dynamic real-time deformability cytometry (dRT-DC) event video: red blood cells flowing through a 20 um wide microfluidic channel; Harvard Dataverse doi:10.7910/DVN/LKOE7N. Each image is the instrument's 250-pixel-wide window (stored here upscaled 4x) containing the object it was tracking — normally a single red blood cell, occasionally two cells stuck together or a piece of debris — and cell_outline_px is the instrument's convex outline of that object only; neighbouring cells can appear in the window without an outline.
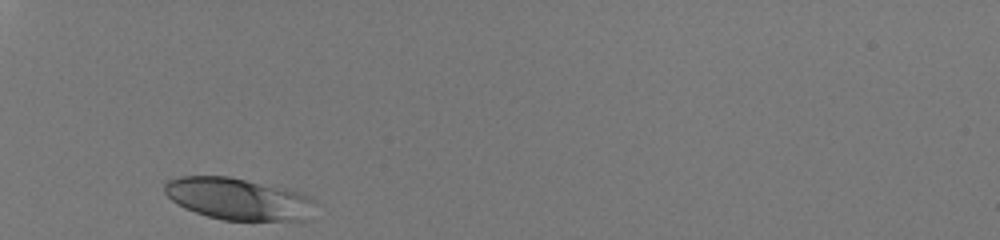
{"species": "human", "species_latin": "Homo sapiens", "temperature_condition": "room temperature", "stored_images_in_passage": 27, "camera_frame_rate_fps": 3000, "um_per_image_px": 0.085, "donor": {"sex": "male"}, "frame": {"image": 1, "passage_image": 1, "time_ms": 0.0, "image_size_px": [1000, 240], "cell_outline_px": [[316, 200], [312, 220], [224, 220], [208, 216], [184, 208], [176, 204], [164, 192], [164, 184], [168, 180], [180, 176], [228, 176], [284, 188], [300, 192]], "centroid_in_image_um": [20.29, 16.91], "position_along_channel_um": 64.7, "area_um2": 36.99}}
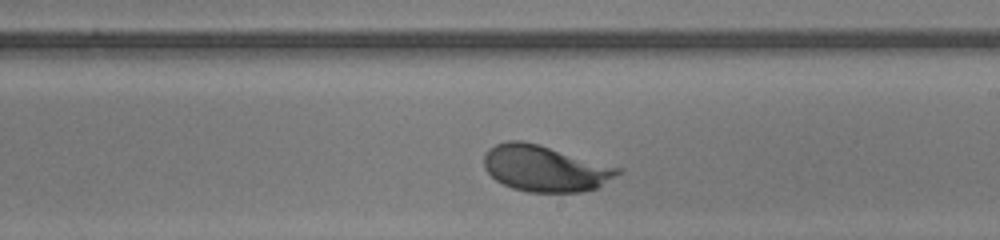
{"frame": {"image": 2, "passage_image": 16, "time_ms": 5.0, "image_size_px": [1000, 240], "cell_outline_px": [[624, 168], [620, 172], [596, 188], [580, 192], [528, 192], [512, 188], [496, 180], [484, 168], [484, 156], [488, 148], [496, 144], [508, 140], [520, 140], [536, 144]], "centroid_in_image_um": [46.31, 14.31], "position_along_channel_um": 242.7, "area_um2": 35.66}}
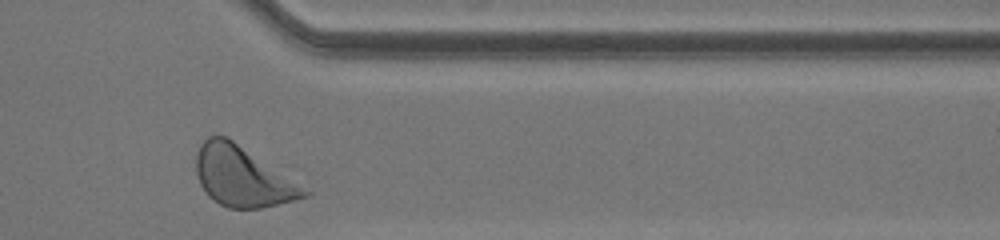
{"frame": {"image": 3, "passage_image": 27, "time_ms": 8.667, "image_size_px": [1000, 240], "cell_outline_px": [[312, 192], [308, 196], [260, 208], [228, 208], [212, 200], [208, 196], [200, 184], [196, 172], [196, 152], [200, 144], [208, 136], [228, 136]], "centroid_in_image_um": [20.57, 14.99], "position_along_channel_um": 390.8, "area_um2": 37.63}, "authors_computed_cell_mechanics": {"area_um2": 35.4314, "velocity_mm_per_s": 4.0486, "shape_relaxation_time_tau1_ms": 1.8337, "shape_relaxation_time_tau2_ms": null, "deformation_change_tau1": 0.1348, "deformation_change_tau2": null}}